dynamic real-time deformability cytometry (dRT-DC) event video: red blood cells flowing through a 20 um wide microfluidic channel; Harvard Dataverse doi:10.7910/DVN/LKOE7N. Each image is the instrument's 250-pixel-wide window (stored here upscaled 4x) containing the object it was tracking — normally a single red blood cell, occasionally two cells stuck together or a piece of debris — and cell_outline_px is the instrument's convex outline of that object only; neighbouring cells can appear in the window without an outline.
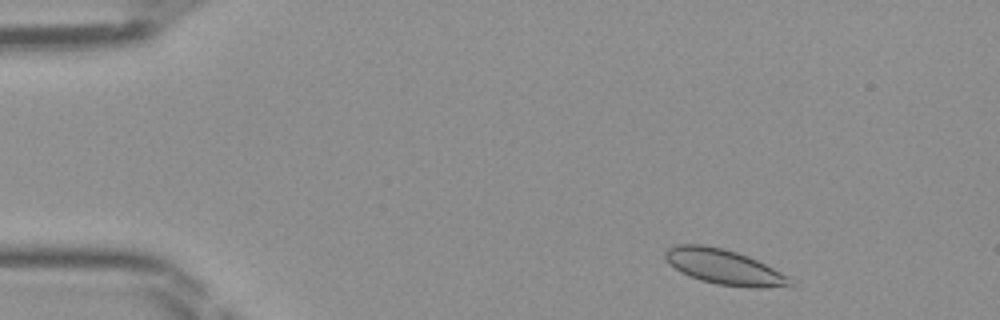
{"species": "Egyptian fruit bat (a non-hibernating species)", "species_latin": "Rousettus aegyptiacus", "temperature_condition": "room temperature", "stored_images_in_passage": 44, "camera_frame_rate_fps": 3000, "um_per_image_px": 0.085, "frame": {"image": 1, "passage_image": 3, "time_ms": 0.667, "image_size_px": [1000, 320], "cell_outline_px": [[796, 284], [764, 288], [748, 288], [716, 284], [700, 280], [688, 276], [680, 272], [668, 264], [664, 256], [664, 252], [668, 248], [676, 244], [704, 244], [724, 248], [748, 256], [788, 276]], "centroid_in_image_um": [61.49, 22.69], "position_along_channel_um": 23.5, "area_um2": 25.72}}
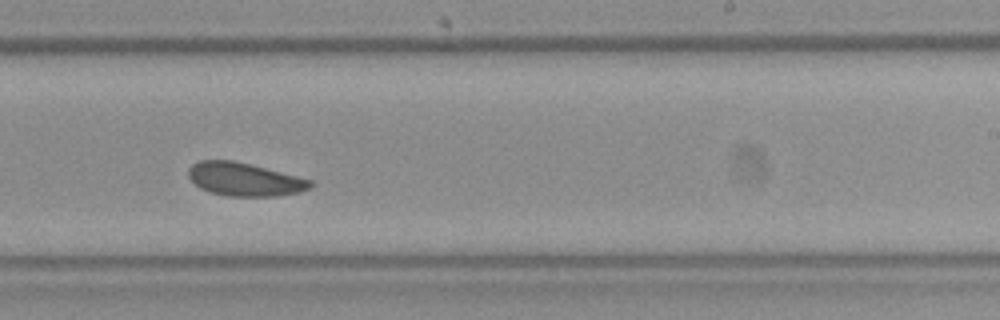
{"frame": {"image": 2, "passage_image": 26, "time_ms": 8.333, "image_size_px": [1000, 320], "cell_outline_px": [[312, 188], [300, 192], [276, 196], [228, 196], [212, 192], [200, 188], [188, 176], [188, 168], [192, 164], [200, 160], [232, 160], [312, 180]], "centroid_in_image_um": [20.77, 15.25], "position_along_channel_um": 268.2, "area_um2": 23.35}}
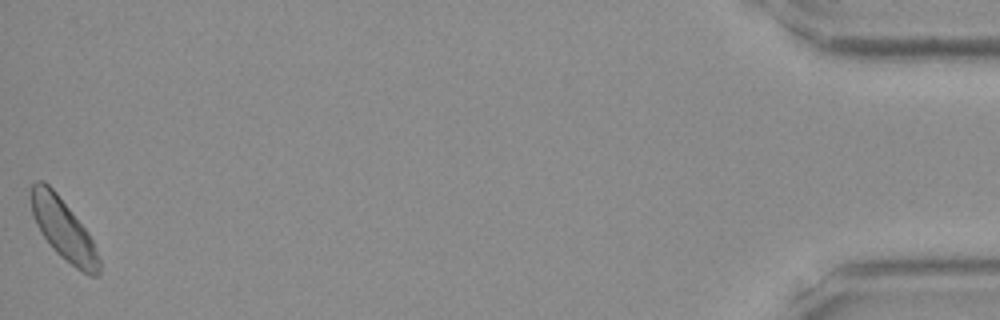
{"frame": {"image": 3, "passage_image": 44, "time_ms": 14.333, "image_size_px": [1000, 320], "cell_outline_px": [[100, 276], [88, 276], [76, 268], [60, 256], [52, 248], [40, 232], [32, 216], [28, 192], [32, 184], [36, 180], [44, 180], [56, 192], [88, 232], [92, 240], [100, 260]], "centroid_in_image_um": [5.35, 19.47], "position_along_channel_um": 429.8, "area_um2": 24.51}}